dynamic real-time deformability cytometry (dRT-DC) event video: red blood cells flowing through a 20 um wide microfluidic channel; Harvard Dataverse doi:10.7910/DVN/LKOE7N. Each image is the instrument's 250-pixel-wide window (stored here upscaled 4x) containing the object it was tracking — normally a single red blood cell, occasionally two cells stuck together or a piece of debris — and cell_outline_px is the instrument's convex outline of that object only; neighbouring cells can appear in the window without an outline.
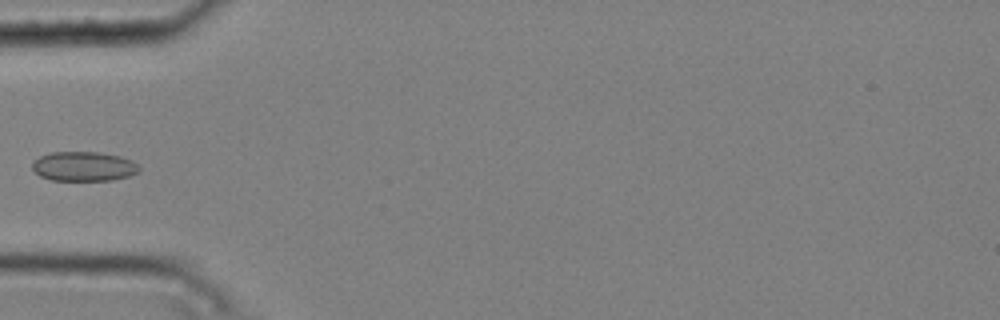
{"species": "common noctule bat (a hibernating species)", "species_latin": "Nyctalus noctula", "temperature_condition": "cold", "stored_images_in_passage": 6, "camera_frame_rate_fps": 3000, "um_per_image_px": 0.085, "animal": {"sex": "male", "body_mass_g": 20.4}, "frame": {"image": 1, "passage_image": 5, "time_ms": 1.333, "image_size_px": [1000, 320], "cell_outline_px": [[140, 168], [136, 172], [128, 176], [112, 180], [52, 180], [40, 176], [32, 168], [32, 164], [40, 156], [52, 152], [96, 152], [120, 156], [132, 160]], "centroid_in_image_um": [7.11, 14.14], "position_along_channel_um": 77.9, "area_um2": 18.15}}
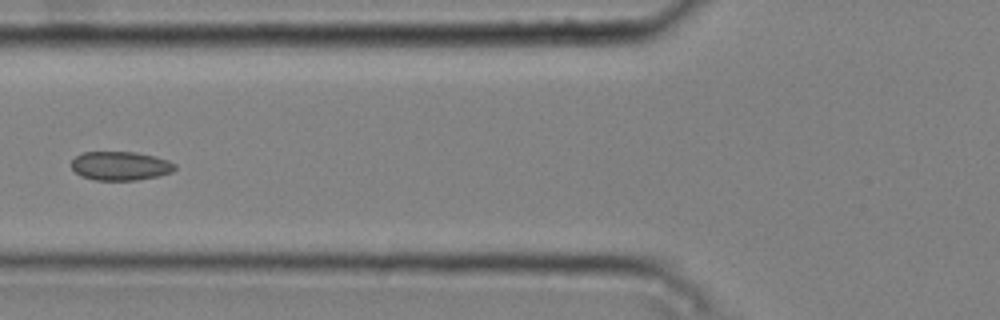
{"frame": {"image": 2, "passage_image": 6, "time_ms": 1.667, "image_size_px": [1000, 320], "cell_outline_px": [[176, 168], [172, 172], [160, 176], [136, 180], [96, 180], [80, 176], [72, 168], [72, 160], [76, 156], [84, 152], [136, 152], [156, 156], [168, 160], [176, 164]], "centroid_in_image_um": [10.27, 14.1], "position_along_channel_um": 115.5, "area_um2": 17.51}}